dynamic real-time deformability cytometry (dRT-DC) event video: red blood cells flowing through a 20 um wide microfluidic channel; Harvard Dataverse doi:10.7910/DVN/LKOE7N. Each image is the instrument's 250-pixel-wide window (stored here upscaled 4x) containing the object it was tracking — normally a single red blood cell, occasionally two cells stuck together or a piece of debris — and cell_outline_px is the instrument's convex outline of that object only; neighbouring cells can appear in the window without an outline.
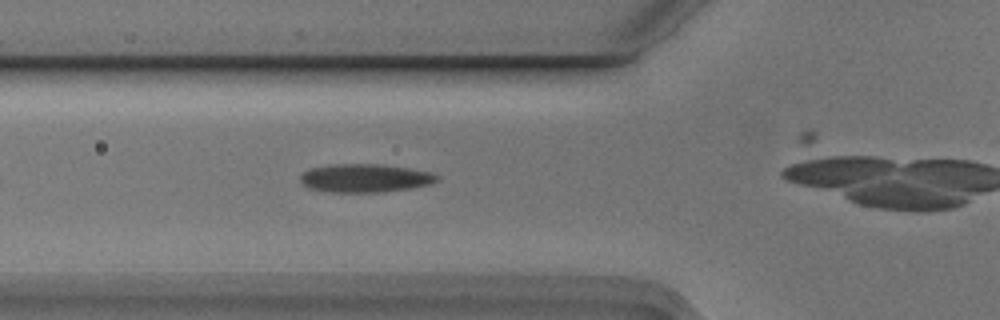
{"species": "Egyptian fruit bat (a non-hibernating species)", "species_latin": "Rousettus aegyptiacus", "temperature_condition": "cold", "stored_images_in_passage": 3, "camera_frame_rate_fps": 3000, "um_per_image_px": 0.085, "animal": {"sex": "male"}, "frame": {"image": 1, "passage_image": 2, "time_ms": 0.333, "image_size_px": [1000, 320], "cell_outline_px": [[440, 180], [432, 184], [412, 188], [380, 192], [332, 192], [308, 188], [300, 180], [300, 176], [304, 172], [312, 168], [328, 164], [380, 164], [408, 168], [432, 172], [440, 176]], "centroid_in_image_um": [31.08, 15.14], "position_along_channel_um": 94.7, "area_um2": 22.72}}